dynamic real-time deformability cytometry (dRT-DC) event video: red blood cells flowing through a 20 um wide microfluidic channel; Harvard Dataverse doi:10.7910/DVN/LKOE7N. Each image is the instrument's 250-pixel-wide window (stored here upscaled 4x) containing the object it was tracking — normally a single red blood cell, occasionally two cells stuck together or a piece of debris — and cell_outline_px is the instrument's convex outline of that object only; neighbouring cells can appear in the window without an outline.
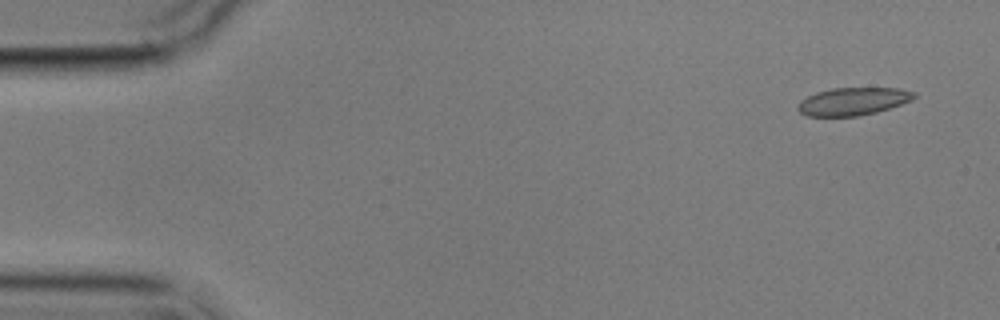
{"species": "common noctule bat (a hibernating species)", "species_latin": "Nyctalus noctula", "temperature_condition": "cold", "stored_images_in_passage": 6, "camera_frame_rate_fps": 3000, "um_per_image_px": 0.085, "animal": {"sex": "male", "body_mass_g": 17.9}, "frame": {"image": 1, "passage_image": 1, "time_ms": 0.0, "image_size_px": [1000, 320], "cell_outline_px": [[916, 96], [912, 100], [876, 112], [860, 116], [808, 116], [800, 112], [796, 108], [800, 100], [816, 92], [832, 88], [900, 88], [916, 92]], "centroid_in_image_um": [72.5, 8.61], "position_along_channel_um": 12.5, "area_um2": 18.79}}
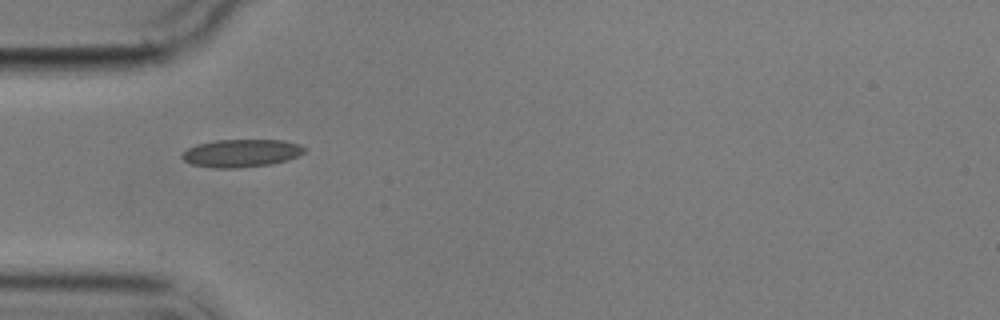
{"frame": {"image": 2, "passage_image": 5, "time_ms": 4.667, "image_size_px": [1000, 320], "cell_outline_px": [[308, 148], [304, 152], [288, 160], [272, 164], [236, 168], [212, 168], [192, 164], [184, 160], [180, 156], [188, 148], [196, 144], [216, 140], [284, 140], [300, 144]], "centroid_in_image_um": [20.53, 13.01], "position_along_channel_um": 64.5, "area_um2": 19.94}}
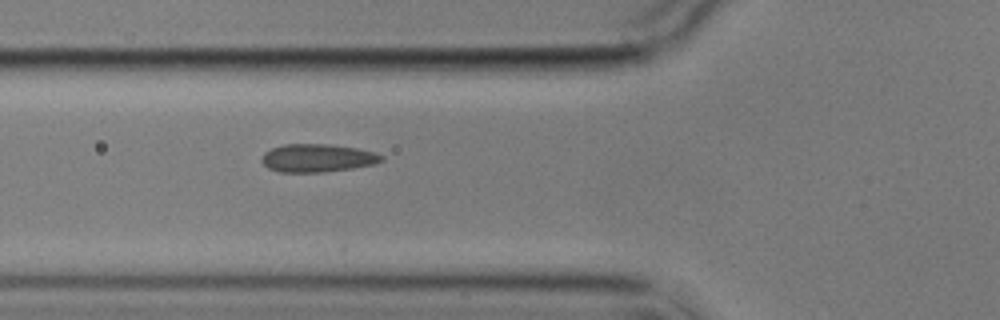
{"frame": {"image": 3, "passage_image": 6, "time_ms": 5.667, "image_size_px": [1000, 320], "cell_outline_px": [[384, 160], [372, 164], [352, 168], [324, 172], [280, 172], [268, 168], [260, 160], [264, 152], [272, 148], [284, 144], [328, 144], [356, 148], [376, 152], [384, 156]], "centroid_in_image_um": [26.97, 13.43], "position_along_channel_um": 98.8, "area_um2": 19.59}}